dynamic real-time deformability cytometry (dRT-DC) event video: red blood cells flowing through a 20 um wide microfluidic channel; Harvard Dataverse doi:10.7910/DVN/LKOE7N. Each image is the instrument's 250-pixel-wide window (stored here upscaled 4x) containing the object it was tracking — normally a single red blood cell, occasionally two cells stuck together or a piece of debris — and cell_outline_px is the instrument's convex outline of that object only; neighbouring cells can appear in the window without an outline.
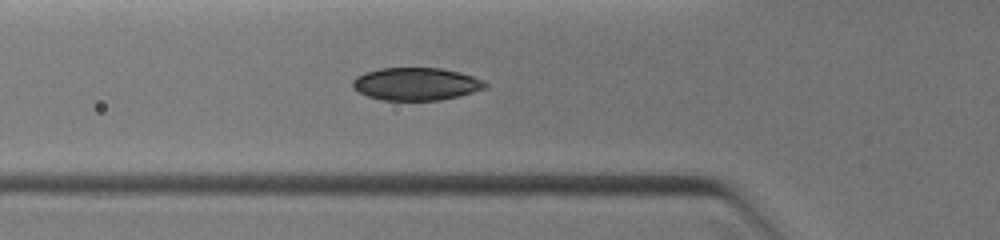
{"species": "common noctule bat (a hibernating species)", "species_latin": "Nyctalus noctula", "temperature_condition": "warm", "stored_images_in_passage": 33, "segment_of_instrument_passage": [1, 2], "camera_frame_rate_fps": 3000, "um_per_image_px": 0.085, "animal": {"sex": "female", "body_mass_g": 19.0, "forearm_length_mm": 51.5}, "frame": {"image": 1, "passage_image": 11, "time_ms": 2.0, "image_size_px": [1000, 240], "cell_outline_px": [[488, 84], [484, 88], [472, 92], [440, 100], [380, 100], [368, 96], [360, 92], [352, 84], [352, 80], [356, 76], [364, 72], [380, 68], [440, 68], [460, 72], [484, 80]], "centroid_in_image_um": [35.35, 7.13], "position_along_channel_um": 90.4, "area_um2": 25.09}}
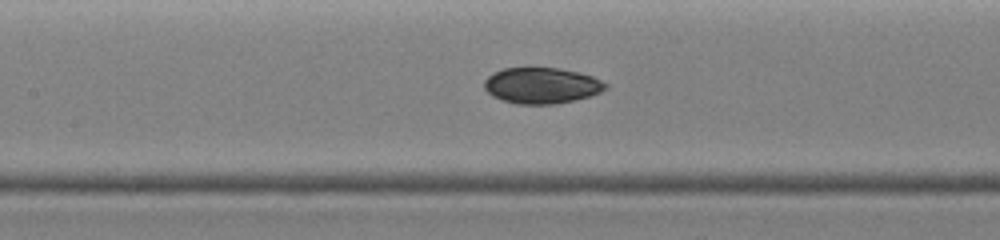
{"frame": {"image": 2, "passage_image": 18, "time_ms": 3.333, "image_size_px": [1000, 240], "cell_outline_px": [[608, 88], [592, 96], [556, 104], [516, 104], [492, 96], [484, 88], [484, 80], [492, 72], [504, 68], [528, 64], [560, 68], [580, 72], [592, 76], [608, 84]], "centroid_in_image_um": [46.02, 7.22], "position_along_channel_um": 161.4, "area_um2": 26.41}}
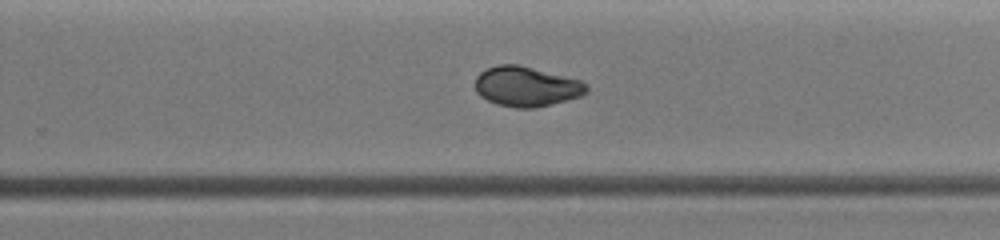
{"frame": {"image": 3, "passage_image": 30, "time_ms": 5.667, "image_size_px": [1000, 240], "cell_outline_px": [[588, 92], [580, 96], [552, 104], [536, 108], [516, 108], [496, 104], [480, 96], [476, 92], [476, 76], [480, 72], [488, 68], [500, 64], [516, 64], [580, 80], [588, 84]], "centroid_in_image_um": [44.74, 7.36], "position_along_channel_um": 285.1, "area_um2": 25.78}}